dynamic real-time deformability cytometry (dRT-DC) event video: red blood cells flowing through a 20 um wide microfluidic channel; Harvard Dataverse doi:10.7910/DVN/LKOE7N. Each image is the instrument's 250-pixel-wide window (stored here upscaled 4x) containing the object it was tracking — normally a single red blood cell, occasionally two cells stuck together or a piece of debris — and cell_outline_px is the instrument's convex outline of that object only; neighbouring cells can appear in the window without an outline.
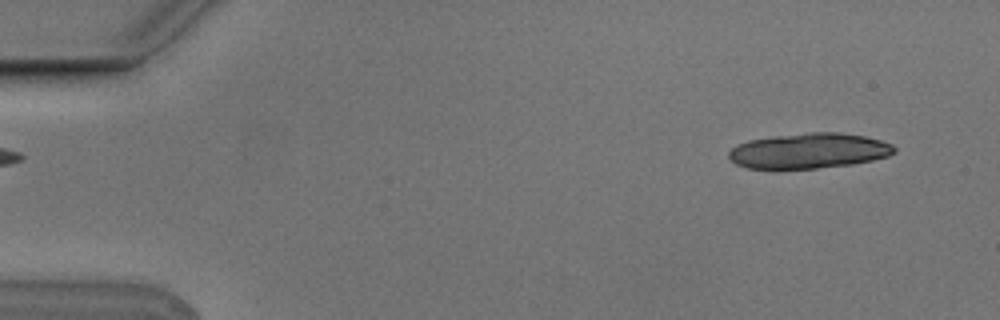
{"species": "Egyptian fruit bat (a non-hibernating species)", "species_latin": "Rousettus aegyptiacus", "temperature_condition": "cold", "stored_images_in_passage": 10, "camera_frame_rate_fps": 3000, "um_per_image_px": 0.085, "animal": {"sex": "male"}, "frame": {"image": 1, "passage_image": 1, "time_ms": 0.0, "image_size_px": [1000, 320], "cell_outline_px": [[896, 152], [888, 156], [872, 160], [852, 164], [816, 168], [748, 168], [736, 164], [728, 156], [728, 152], [732, 148], [748, 140], [776, 136], [812, 132], [840, 132], [864, 136], [880, 140], [892, 144], [896, 148]], "centroid_in_image_um": [68.79, 12.81], "position_along_channel_um": 16.2, "area_um2": 33.76}}
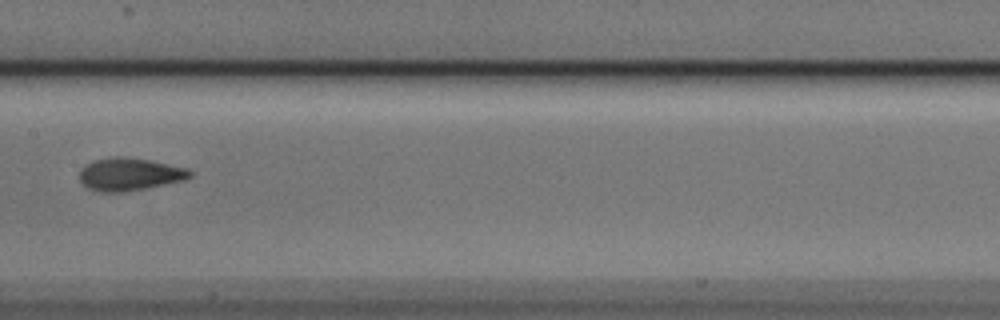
{"frame": {"image": 2, "passage_image": 7, "time_ms": 2.0, "image_size_px": [1000, 320], "cell_outline_px": [[192, 176], [184, 180], [124, 192], [100, 192], [88, 188], [80, 180], [80, 168], [96, 160], [120, 156], [148, 160], [188, 168], [192, 172]], "centroid_in_image_um": [11.02, 14.82], "position_along_channel_um": 196.4, "area_um2": 20.69}}
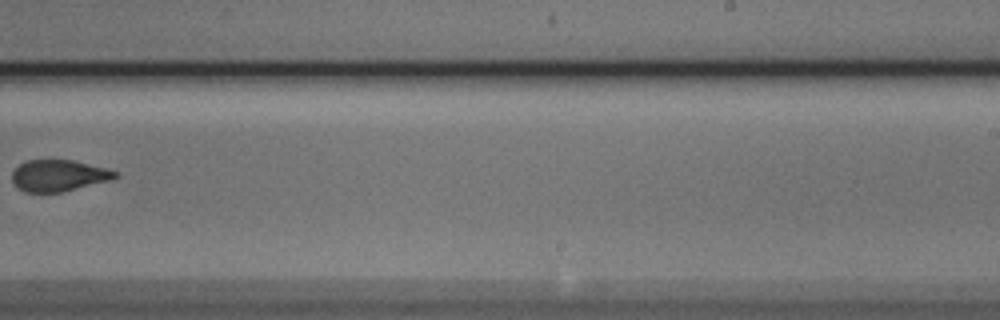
{"frame": {"image": 3, "passage_image": 9, "time_ms": 2.667, "image_size_px": [1000, 320], "cell_outline_px": [[120, 176], [112, 180], [64, 192], [24, 192], [12, 180], [12, 172], [20, 164], [28, 160], [72, 160], [120, 172]], "centroid_in_image_um": [5.04, 14.93], "position_along_channel_um": 284.0, "area_um2": 18.9}}